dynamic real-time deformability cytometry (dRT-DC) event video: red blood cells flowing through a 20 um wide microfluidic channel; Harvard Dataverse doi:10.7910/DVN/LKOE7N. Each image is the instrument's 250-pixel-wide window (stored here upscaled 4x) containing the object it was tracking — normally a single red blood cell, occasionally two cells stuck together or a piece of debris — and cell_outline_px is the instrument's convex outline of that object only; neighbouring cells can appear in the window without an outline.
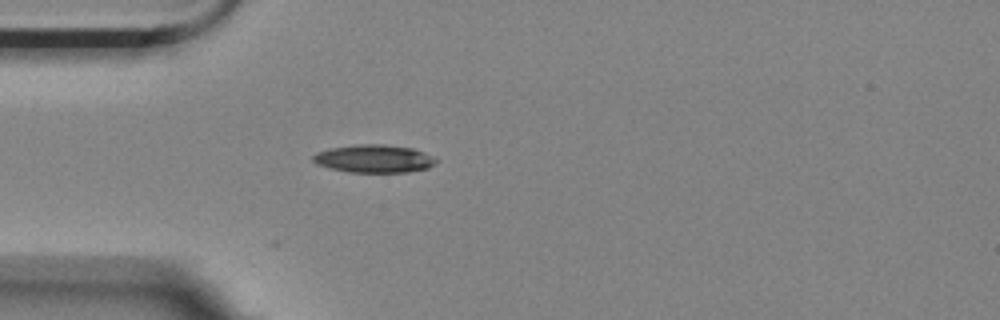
{"species": "Egyptian fruit bat (a non-hibernating species)", "species_latin": "Rousettus aegyptiacus", "temperature_condition": "room temperature", "stored_images_in_passage": 30, "camera_frame_rate_fps": 3000, "um_per_image_px": 0.085, "animal": {"sex": "female"}, "frame": {"image": 1, "passage_image": 1, "time_ms": 0.0, "image_size_px": [1000, 320], "cell_outline_px": [[436, 160], [428, 168], [408, 172], [348, 172], [316, 164], [312, 160], [312, 156], [316, 152], [332, 148], [356, 144], [384, 144], [412, 148], [424, 152], [432, 156]], "centroid_in_image_um": [31.77, 13.48], "position_along_channel_um": 53.2, "area_um2": 19.88}}
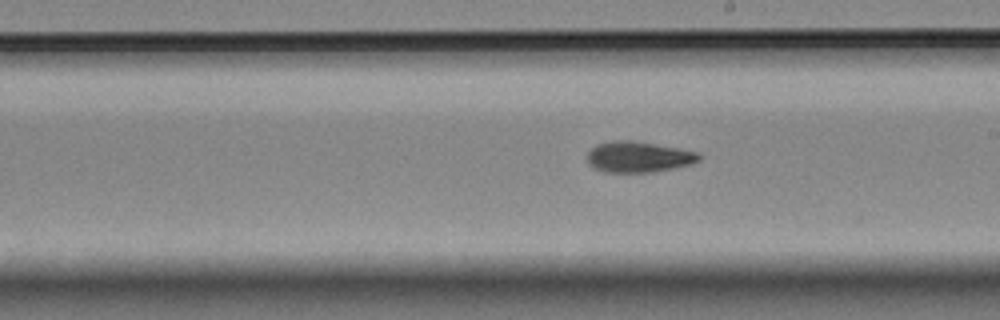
{"frame": {"image": 2, "passage_image": 17, "time_ms": 5.333, "image_size_px": [1000, 320], "cell_outline_px": [[700, 160], [692, 164], [676, 168], [652, 172], [604, 172], [588, 164], [588, 152], [596, 144], [612, 140], [632, 140], [700, 152]], "centroid_in_image_um": [54.29, 13.33], "position_along_channel_um": 234.7, "area_um2": 20.17}}
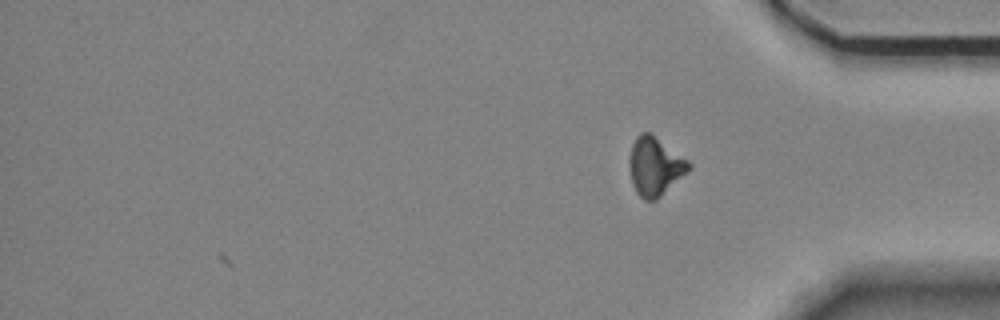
{"frame": {"image": 3, "passage_image": 30, "time_ms": 9.667, "image_size_px": [1000, 320], "cell_outline_px": [[692, 168], [656, 200], [644, 200], [636, 192], [632, 184], [628, 164], [628, 160], [632, 144], [636, 136], [640, 132], [648, 132], [688, 160], [692, 164]], "centroid_in_image_um": [55.65, 14.15], "position_along_channel_um": 379.6, "area_um2": 20.17}, "authors_computed_cell_mechanics": {"area_um2": 19.7965, "velocity_mm_per_s": 3.5119, "shape_relaxation_time_tau1_ms": 4.0965, "shape_relaxation_time_tau2_ms": 5.3563, "deformation_change_tau1": 0.1405, "deformation_change_tau2": 0.1308}}